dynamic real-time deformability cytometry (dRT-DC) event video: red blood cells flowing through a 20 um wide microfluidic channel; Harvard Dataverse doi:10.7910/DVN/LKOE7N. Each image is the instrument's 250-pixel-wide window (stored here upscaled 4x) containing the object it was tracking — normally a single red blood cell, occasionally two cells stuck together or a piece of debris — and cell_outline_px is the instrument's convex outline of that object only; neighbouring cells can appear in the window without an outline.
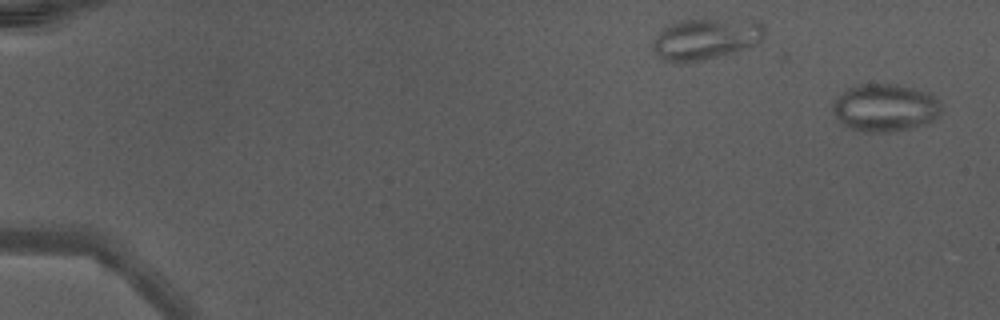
{"species": "Egyptian fruit bat (a non-hibernating species)", "species_latin": "Rousettus aegyptiacus", "temperature_condition": "warm", "stored_images_in_passage": 38, "segment_of_instrument_passage": [1, 2], "camera_frame_rate_fps": 3000, "um_per_image_px": 0.085, "animal": {"sex": "male"}, "frame": {"image": 1, "passage_image": 1, "time_ms": 0.0, "image_size_px": [1000, 320], "cell_outline_px": [[940, 112], [928, 124], [912, 128], [892, 132], [860, 132], [844, 124], [832, 112], [832, 104], [844, 88], [856, 84], [896, 84], [928, 92], [940, 100]], "centroid_in_image_um": [75.21, 9.15], "position_along_channel_um": 9.8, "area_um2": 30.4}}